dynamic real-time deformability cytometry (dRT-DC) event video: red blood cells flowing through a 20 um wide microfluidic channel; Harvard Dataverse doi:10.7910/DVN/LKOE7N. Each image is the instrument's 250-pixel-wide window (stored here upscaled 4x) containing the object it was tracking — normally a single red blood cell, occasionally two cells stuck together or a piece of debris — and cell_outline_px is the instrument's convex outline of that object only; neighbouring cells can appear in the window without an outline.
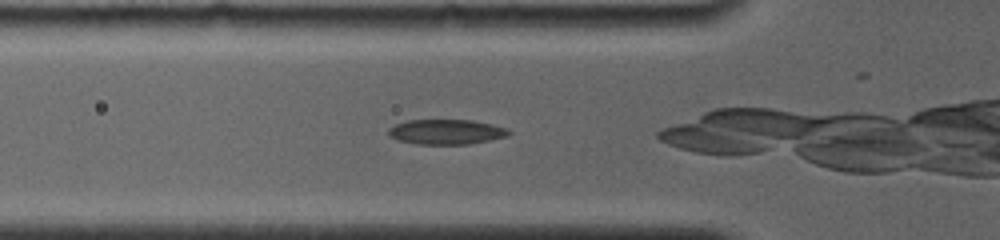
{"species": "common noctule bat (a hibernating species)", "species_latin": "Nyctalus noctula", "temperature_condition": "room temperature", "stored_images_in_passage": 9, "camera_frame_rate_fps": 4000, "um_per_image_px": 0.085, "animal": {"sex": "female", "body_mass_g": 19.0, "forearm_length_mm": 56.7}, "frame": {"image": 1, "passage_image": 3, "time_ms": 1.0, "image_size_px": [1000, 240], "cell_outline_px": [[512, 132], [508, 136], [468, 144], [416, 144], [396, 140], [388, 136], [388, 128], [396, 124], [408, 120], [472, 120], [492, 124], [504, 128]], "centroid_in_image_um": [37.88, 11.21], "position_along_channel_um": 87.9, "area_um2": 17.51}}